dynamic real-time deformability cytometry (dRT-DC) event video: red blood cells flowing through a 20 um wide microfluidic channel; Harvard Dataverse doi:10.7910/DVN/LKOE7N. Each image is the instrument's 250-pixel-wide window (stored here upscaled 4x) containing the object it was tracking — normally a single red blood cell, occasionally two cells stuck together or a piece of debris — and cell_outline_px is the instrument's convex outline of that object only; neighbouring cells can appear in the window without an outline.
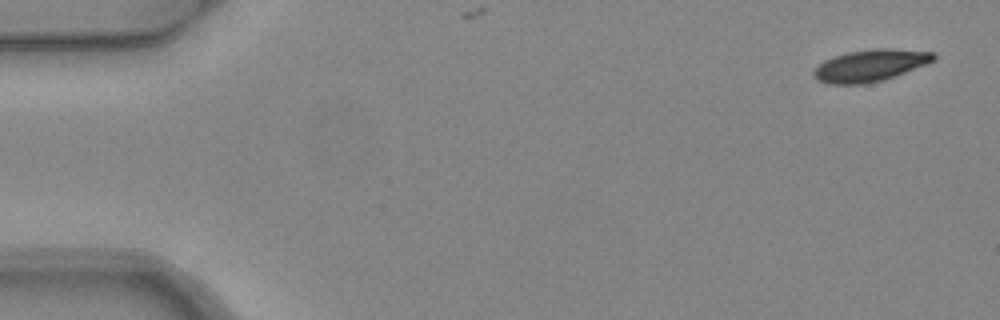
{"species": "common noctule bat (a hibernating species)", "species_latin": "Nyctalus noctula", "temperature_condition": "warm", "stored_images_in_passage": 3, "camera_frame_rate_fps": 3000, "um_per_image_px": 0.085, "animal": {"sex": "female", "body_mass_g": 24.6, "forearm_length_mm": 56.2}, "frame": {"image": 1, "passage_image": 1, "time_ms": 0.0, "image_size_px": [1000, 320], "cell_outline_px": [[936, 60], [928, 64], [896, 76], [884, 80], [864, 84], [828, 84], [816, 80], [812, 76], [812, 72], [824, 60], [832, 56], [848, 52], [872, 48], [892, 48], [936, 52]], "centroid_in_image_um": [74.0, 5.56], "position_along_channel_um": 11.0, "area_um2": 22.77}}